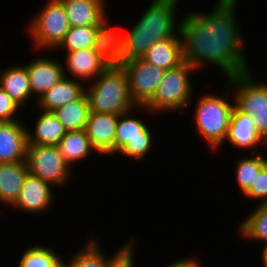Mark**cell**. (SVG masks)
Returning a JSON list of instances; mask_svg holds the SVG:
<instances>
[{
	"label": "cell",
	"instance_id": "6da1fadb",
	"mask_svg": "<svg viewBox=\"0 0 267 267\" xmlns=\"http://www.w3.org/2000/svg\"><path fill=\"white\" fill-rule=\"evenodd\" d=\"M238 2L217 0L208 13L189 9L182 15L179 33L183 59L197 71L207 63L216 66L224 79L251 71L245 55L246 40L236 16Z\"/></svg>",
	"mask_w": 267,
	"mask_h": 267
},
{
	"label": "cell",
	"instance_id": "7a4b0ae2",
	"mask_svg": "<svg viewBox=\"0 0 267 267\" xmlns=\"http://www.w3.org/2000/svg\"><path fill=\"white\" fill-rule=\"evenodd\" d=\"M179 0H152L127 33L112 28L114 62L142 58L159 41L180 36Z\"/></svg>",
	"mask_w": 267,
	"mask_h": 267
},
{
	"label": "cell",
	"instance_id": "3957f363",
	"mask_svg": "<svg viewBox=\"0 0 267 267\" xmlns=\"http://www.w3.org/2000/svg\"><path fill=\"white\" fill-rule=\"evenodd\" d=\"M92 81L85 87L91 112L122 115L138 107L130 96L128 76L121 64L113 61Z\"/></svg>",
	"mask_w": 267,
	"mask_h": 267
},
{
	"label": "cell",
	"instance_id": "277c9868",
	"mask_svg": "<svg viewBox=\"0 0 267 267\" xmlns=\"http://www.w3.org/2000/svg\"><path fill=\"white\" fill-rule=\"evenodd\" d=\"M219 95L214 92L203 93L196 102L194 113L195 129L212 150H221L227 136L229 122L234 106V98L229 84Z\"/></svg>",
	"mask_w": 267,
	"mask_h": 267
},
{
	"label": "cell",
	"instance_id": "5b68a950",
	"mask_svg": "<svg viewBox=\"0 0 267 267\" xmlns=\"http://www.w3.org/2000/svg\"><path fill=\"white\" fill-rule=\"evenodd\" d=\"M193 72L198 73L185 61L178 67L166 70L157 90L144 106H138V112L152 113L154 116L158 113H187L186 108L192 107L189 104L195 93L191 80Z\"/></svg>",
	"mask_w": 267,
	"mask_h": 267
},
{
	"label": "cell",
	"instance_id": "8992f818",
	"mask_svg": "<svg viewBox=\"0 0 267 267\" xmlns=\"http://www.w3.org/2000/svg\"><path fill=\"white\" fill-rule=\"evenodd\" d=\"M35 14L27 23L26 34L36 51L54 52L70 29L65 9L59 0H47Z\"/></svg>",
	"mask_w": 267,
	"mask_h": 267
},
{
	"label": "cell",
	"instance_id": "52a82bcc",
	"mask_svg": "<svg viewBox=\"0 0 267 267\" xmlns=\"http://www.w3.org/2000/svg\"><path fill=\"white\" fill-rule=\"evenodd\" d=\"M252 71L226 78L234 105L254 118L257 132L267 142V82L255 80Z\"/></svg>",
	"mask_w": 267,
	"mask_h": 267
},
{
	"label": "cell",
	"instance_id": "ba28073f",
	"mask_svg": "<svg viewBox=\"0 0 267 267\" xmlns=\"http://www.w3.org/2000/svg\"><path fill=\"white\" fill-rule=\"evenodd\" d=\"M26 163L28 171L60 189L68 186L74 175L72 168L65 161L58 146L27 145ZM71 179V180H70Z\"/></svg>",
	"mask_w": 267,
	"mask_h": 267
},
{
	"label": "cell",
	"instance_id": "9c48e42d",
	"mask_svg": "<svg viewBox=\"0 0 267 267\" xmlns=\"http://www.w3.org/2000/svg\"><path fill=\"white\" fill-rule=\"evenodd\" d=\"M65 57L64 76L87 83L94 80L112 64L114 51L113 47H95L66 52Z\"/></svg>",
	"mask_w": 267,
	"mask_h": 267
},
{
	"label": "cell",
	"instance_id": "30bf717a",
	"mask_svg": "<svg viewBox=\"0 0 267 267\" xmlns=\"http://www.w3.org/2000/svg\"><path fill=\"white\" fill-rule=\"evenodd\" d=\"M120 64L128 76L131 98L137 106H144L157 90L165 70L143 58H134Z\"/></svg>",
	"mask_w": 267,
	"mask_h": 267
},
{
	"label": "cell",
	"instance_id": "8fae6325",
	"mask_svg": "<svg viewBox=\"0 0 267 267\" xmlns=\"http://www.w3.org/2000/svg\"><path fill=\"white\" fill-rule=\"evenodd\" d=\"M53 188L46 181L28 172L16 201L9 208L31 215L47 212L56 199Z\"/></svg>",
	"mask_w": 267,
	"mask_h": 267
},
{
	"label": "cell",
	"instance_id": "7c38bea8",
	"mask_svg": "<svg viewBox=\"0 0 267 267\" xmlns=\"http://www.w3.org/2000/svg\"><path fill=\"white\" fill-rule=\"evenodd\" d=\"M254 122L253 116L243 113L234 105L224 143L228 141L229 146L238 150L246 149L244 151H250V155L264 151L267 142L257 132ZM257 146H260L259 152Z\"/></svg>",
	"mask_w": 267,
	"mask_h": 267
},
{
	"label": "cell",
	"instance_id": "4fadbf2b",
	"mask_svg": "<svg viewBox=\"0 0 267 267\" xmlns=\"http://www.w3.org/2000/svg\"><path fill=\"white\" fill-rule=\"evenodd\" d=\"M27 73L29 76L32 96L35 103L37 99L52 88L64 77V69L62 61L53 57H34L27 64ZM36 97V98H35Z\"/></svg>",
	"mask_w": 267,
	"mask_h": 267
},
{
	"label": "cell",
	"instance_id": "5bb4252c",
	"mask_svg": "<svg viewBox=\"0 0 267 267\" xmlns=\"http://www.w3.org/2000/svg\"><path fill=\"white\" fill-rule=\"evenodd\" d=\"M68 16L70 27L112 26L107 0H59ZM107 11V12H106Z\"/></svg>",
	"mask_w": 267,
	"mask_h": 267
},
{
	"label": "cell",
	"instance_id": "9a60e30c",
	"mask_svg": "<svg viewBox=\"0 0 267 267\" xmlns=\"http://www.w3.org/2000/svg\"><path fill=\"white\" fill-rule=\"evenodd\" d=\"M111 27L112 26L70 27L63 41L55 50L73 52L95 47H113Z\"/></svg>",
	"mask_w": 267,
	"mask_h": 267
},
{
	"label": "cell",
	"instance_id": "2e32d148",
	"mask_svg": "<svg viewBox=\"0 0 267 267\" xmlns=\"http://www.w3.org/2000/svg\"><path fill=\"white\" fill-rule=\"evenodd\" d=\"M119 115L89 113L85 131L97 153L114 157V141Z\"/></svg>",
	"mask_w": 267,
	"mask_h": 267
},
{
	"label": "cell",
	"instance_id": "e0dca14e",
	"mask_svg": "<svg viewBox=\"0 0 267 267\" xmlns=\"http://www.w3.org/2000/svg\"><path fill=\"white\" fill-rule=\"evenodd\" d=\"M21 121L0 122V163L26 160L27 126Z\"/></svg>",
	"mask_w": 267,
	"mask_h": 267
},
{
	"label": "cell",
	"instance_id": "ac0fdd59",
	"mask_svg": "<svg viewBox=\"0 0 267 267\" xmlns=\"http://www.w3.org/2000/svg\"><path fill=\"white\" fill-rule=\"evenodd\" d=\"M86 84L78 79L63 77L37 101V109L53 112L57 108L79 99L85 93ZM40 107V108H39Z\"/></svg>",
	"mask_w": 267,
	"mask_h": 267
},
{
	"label": "cell",
	"instance_id": "d6986e66",
	"mask_svg": "<svg viewBox=\"0 0 267 267\" xmlns=\"http://www.w3.org/2000/svg\"><path fill=\"white\" fill-rule=\"evenodd\" d=\"M32 131L27 127V145L57 146L66 130L54 112L40 110Z\"/></svg>",
	"mask_w": 267,
	"mask_h": 267
},
{
	"label": "cell",
	"instance_id": "ffe728a7",
	"mask_svg": "<svg viewBox=\"0 0 267 267\" xmlns=\"http://www.w3.org/2000/svg\"><path fill=\"white\" fill-rule=\"evenodd\" d=\"M0 88L6 91L21 108L33 99L26 65L15 64L0 70Z\"/></svg>",
	"mask_w": 267,
	"mask_h": 267
},
{
	"label": "cell",
	"instance_id": "44dd1931",
	"mask_svg": "<svg viewBox=\"0 0 267 267\" xmlns=\"http://www.w3.org/2000/svg\"><path fill=\"white\" fill-rule=\"evenodd\" d=\"M28 172L26 161L0 163L1 205L10 207L16 201Z\"/></svg>",
	"mask_w": 267,
	"mask_h": 267
},
{
	"label": "cell",
	"instance_id": "7402d4cb",
	"mask_svg": "<svg viewBox=\"0 0 267 267\" xmlns=\"http://www.w3.org/2000/svg\"><path fill=\"white\" fill-rule=\"evenodd\" d=\"M142 58L165 71L180 66L184 62L181 37L155 43Z\"/></svg>",
	"mask_w": 267,
	"mask_h": 267
},
{
	"label": "cell",
	"instance_id": "603a6c76",
	"mask_svg": "<svg viewBox=\"0 0 267 267\" xmlns=\"http://www.w3.org/2000/svg\"><path fill=\"white\" fill-rule=\"evenodd\" d=\"M60 153L68 165L73 169V164L86 161L91 158L96 149L92 146L85 129L77 131H67L58 143ZM80 160V161H79Z\"/></svg>",
	"mask_w": 267,
	"mask_h": 267
},
{
	"label": "cell",
	"instance_id": "cb8c5ba5",
	"mask_svg": "<svg viewBox=\"0 0 267 267\" xmlns=\"http://www.w3.org/2000/svg\"><path fill=\"white\" fill-rule=\"evenodd\" d=\"M89 237L87 243L85 242L84 246L82 245L80 249H77L73 255L71 254L69 260L63 261L64 267H107L109 260L122 248L120 246L112 256H107L103 248L100 247L97 237L92 235Z\"/></svg>",
	"mask_w": 267,
	"mask_h": 267
},
{
	"label": "cell",
	"instance_id": "d4e9b609",
	"mask_svg": "<svg viewBox=\"0 0 267 267\" xmlns=\"http://www.w3.org/2000/svg\"><path fill=\"white\" fill-rule=\"evenodd\" d=\"M67 131L85 129L90 113L89 100L86 93L79 99L63 105L53 111Z\"/></svg>",
	"mask_w": 267,
	"mask_h": 267
},
{
	"label": "cell",
	"instance_id": "484cf974",
	"mask_svg": "<svg viewBox=\"0 0 267 267\" xmlns=\"http://www.w3.org/2000/svg\"><path fill=\"white\" fill-rule=\"evenodd\" d=\"M250 215L238 224L239 235L250 242L257 241L267 246V203L256 204Z\"/></svg>",
	"mask_w": 267,
	"mask_h": 267
},
{
	"label": "cell",
	"instance_id": "4316f807",
	"mask_svg": "<svg viewBox=\"0 0 267 267\" xmlns=\"http://www.w3.org/2000/svg\"><path fill=\"white\" fill-rule=\"evenodd\" d=\"M55 246L49 244L33 245L23 249L21 256L18 258V267H61L64 259L58 251H55Z\"/></svg>",
	"mask_w": 267,
	"mask_h": 267
},
{
	"label": "cell",
	"instance_id": "83f0119b",
	"mask_svg": "<svg viewBox=\"0 0 267 267\" xmlns=\"http://www.w3.org/2000/svg\"><path fill=\"white\" fill-rule=\"evenodd\" d=\"M251 155L238 158L235 164L234 175L241 194L251 186L260 169L267 163V153L264 154V151Z\"/></svg>",
	"mask_w": 267,
	"mask_h": 267
},
{
	"label": "cell",
	"instance_id": "f1b7e54d",
	"mask_svg": "<svg viewBox=\"0 0 267 267\" xmlns=\"http://www.w3.org/2000/svg\"><path fill=\"white\" fill-rule=\"evenodd\" d=\"M137 109L138 107L119 115L116 125L114 155L129 139L143 137V131L149 126L148 122H143L141 118L138 119L133 116V112L137 111Z\"/></svg>",
	"mask_w": 267,
	"mask_h": 267
},
{
	"label": "cell",
	"instance_id": "f546056e",
	"mask_svg": "<svg viewBox=\"0 0 267 267\" xmlns=\"http://www.w3.org/2000/svg\"><path fill=\"white\" fill-rule=\"evenodd\" d=\"M153 132L151 128L148 126L143 131V137H135L132 139H129L116 153L122 154L125 157L131 158V160L135 159V161H141L144 160L148 154V152L151 150L152 146L155 140H153Z\"/></svg>",
	"mask_w": 267,
	"mask_h": 267
},
{
	"label": "cell",
	"instance_id": "4dcf8cb0",
	"mask_svg": "<svg viewBox=\"0 0 267 267\" xmlns=\"http://www.w3.org/2000/svg\"><path fill=\"white\" fill-rule=\"evenodd\" d=\"M245 200L267 203V163L260 169L251 186L242 194Z\"/></svg>",
	"mask_w": 267,
	"mask_h": 267
},
{
	"label": "cell",
	"instance_id": "1f68e13d",
	"mask_svg": "<svg viewBox=\"0 0 267 267\" xmlns=\"http://www.w3.org/2000/svg\"><path fill=\"white\" fill-rule=\"evenodd\" d=\"M135 238L132 236L127 243L122 244V248L109 260L107 267H135Z\"/></svg>",
	"mask_w": 267,
	"mask_h": 267
},
{
	"label": "cell",
	"instance_id": "d6a6232c",
	"mask_svg": "<svg viewBox=\"0 0 267 267\" xmlns=\"http://www.w3.org/2000/svg\"><path fill=\"white\" fill-rule=\"evenodd\" d=\"M22 109L10 95L0 88V122H13L22 119L18 114ZM19 118V119H18Z\"/></svg>",
	"mask_w": 267,
	"mask_h": 267
},
{
	"label": "cell",
	"instance_id": "836d02e7",
	"mask_svg": "<svg viewBox=\"0 0 267 267\" xmlns=\"http://www.w3.org/2000/svg\"><path fill=\"white\" fill-rule=\"evenodd\" d=\"M170 265H166L167 267H204L202 266V263L199 261L198 258L194 257H189L188 258H180L179 260L177 259L176 261H171Z\"/></svg>",
	"mask_w": 267,
	"mask_h": 267
},
{
	"label": "cell",
	"instance_id": "e575fe53",
	"mask_svg": "<svg viewBox=\"0 0 267 267\" xmlns=\"http://www.w3.org/2000/svg\"><path fill=\"white\" fill-rule=\"evenodd\" d=\"M262 248V252L260 253V259L262 260L261 265H263V267H267V246H262Z\"/></svg>",
	"mask_w": 267,
	"mask_h": 267
}]
</instances>
